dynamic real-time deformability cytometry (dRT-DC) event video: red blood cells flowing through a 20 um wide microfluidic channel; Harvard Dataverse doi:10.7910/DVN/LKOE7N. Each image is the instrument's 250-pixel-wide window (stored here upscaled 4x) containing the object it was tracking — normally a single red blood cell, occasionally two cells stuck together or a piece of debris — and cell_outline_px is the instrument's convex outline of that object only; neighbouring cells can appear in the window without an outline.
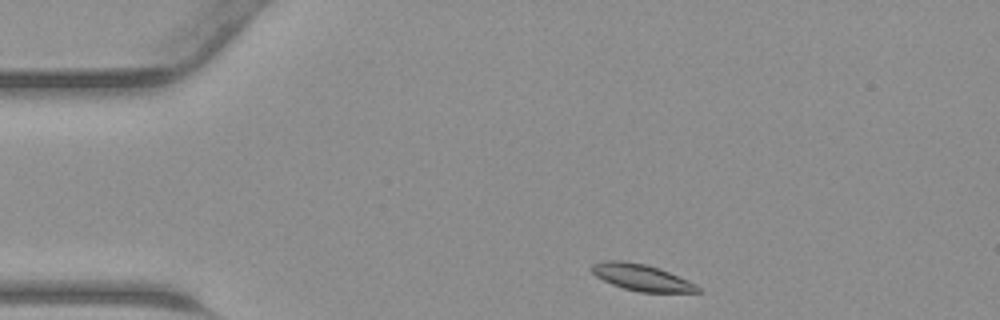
{"species": "common noctule bat (a hibernating species)", "species_latin": "Nyctalus noctula", "temperature_condition": "warm", "stored_images_in_passage": 32, "camera_frame_rate_fps": 3000, "um_per_image_px": 0.085, "animal": {"sex": "male", "body_mass_g": 23.1, "forearm_length_mm": 52.7}, "frame": {"image": 1, "passage_image": 1, "time_ms": 0.0, "image_size_px": [1000, 320], "cell_outline_px": [[704, 292], [640, 292], [624, 288], [612, 284], [596, 276], [592, 272], [592, 264], [604, 260], [620, 260], [644, 264], [660, 268], [688, 280], [696, 284]], "centroid_in_image_um": [54.56, 23.58], "position_along_channel_um": 30.4, "area_um2": 16.3}}
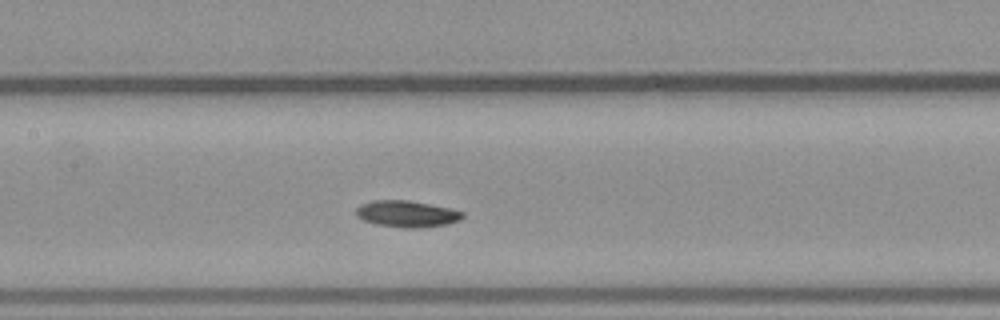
{"frame": {"image": 2, "passage_image": 14, "time_ms": 4.333, "image_size_px": [1000, 320], "cell_outline_px": [[464, 216], [460, 220], [448, 224], [416, 228], [404, 228], [376, 224], [364, 220], [356, 216], [356, 208], [360, 204], [372, 200], [408, 200], [448, 208], [464, 212]], "centroid_in_image_um": [34.56, 18.18], "position_along_channel_um": 172.8, "area_um2": 16.42}}
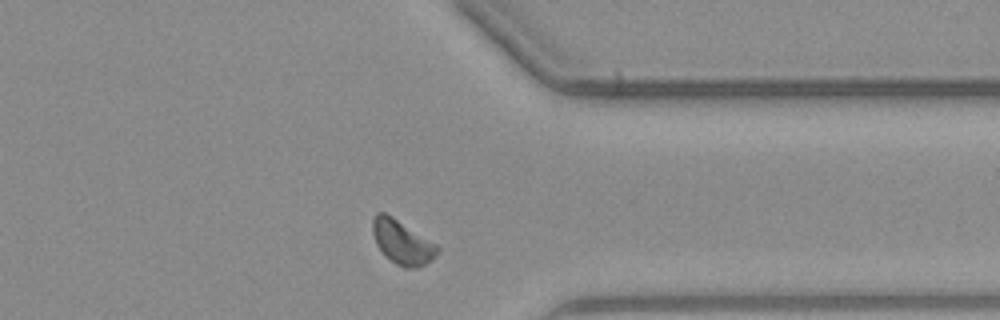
{"frame": {"image": 3, "passage_image": 28, "time_ms": 9.0, "image_size_px": [1000, 320], "cell_outline_px": [[440, 248], [436, 256], [424, 264], [416, 268], [404, 268], [396, 264], [384, 256], [376, 244], [372, 232], [372, 220], [376, 212], [384, 212], [392, 216], [436, 244]], "centroid_in_image_um": [34.15, 20.59], "position_along_channel_um": 377.2, "area_um2": 16.59}}